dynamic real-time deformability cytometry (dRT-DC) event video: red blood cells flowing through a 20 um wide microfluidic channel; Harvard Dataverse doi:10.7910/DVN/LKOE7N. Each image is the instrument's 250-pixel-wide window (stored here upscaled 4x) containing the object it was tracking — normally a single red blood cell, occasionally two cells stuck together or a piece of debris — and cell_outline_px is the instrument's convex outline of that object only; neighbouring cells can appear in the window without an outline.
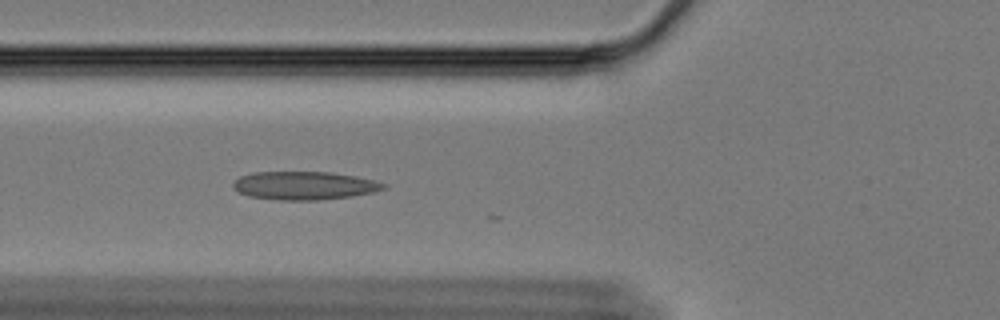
{"species": "Egyptian fruit bat (a non-hibernating species)", "species_latin": "Rousettus aegyptiacus", "temperature_condition": "cold", "stored_images_in_passage": 3, "camera_frame_rate_fps": 3000, "um_per_image_px": 0.085, "animal": {"sex": "female"}, "frame": {"image": 1, "passage_image": 2, "time_ms": 0.333, "image_size_px": [1000, 320], "cell_outline_px": [[388, 188], [372, 192], [352, 196], [316, 200], [280, 200], [248, 196], [232, 188], [232, 184], [240, 176], [252, 172], [332, 172], [356, 176], [376, 180], [388, 184]], "centroid_in_image_um": [25.9, 15.77], "position_along_channel_um": 99.9, "area_um2": 24.91}}